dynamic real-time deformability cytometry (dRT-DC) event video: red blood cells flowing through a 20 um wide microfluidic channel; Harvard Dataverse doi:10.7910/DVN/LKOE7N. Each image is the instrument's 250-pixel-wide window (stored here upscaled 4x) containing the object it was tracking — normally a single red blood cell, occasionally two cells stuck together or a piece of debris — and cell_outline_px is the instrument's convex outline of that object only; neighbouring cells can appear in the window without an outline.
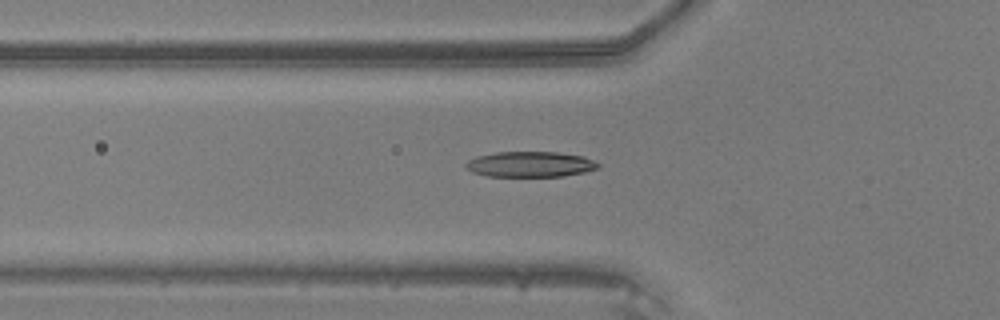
{"species": "common noctule bat (a hibernating species)", "species_latin": "Nyctalus noctula", "temperature_condition": "warm", "stored_images_in_passage": 33, "camera_frame_rate_fps": 3000, "um_per_image_px": 0.085, "animal": {"sex": "male", "body_mass_g": 20.5, "forearm_length_mm": 52.5}, "frame": {"image": 1, "passage_image": 3, "time_ms": 0.667, "image_size_px": [1000, 320], "cell_outline_px": [[600, 168], [584, 172], [564, 176], [488, 176], [472, 172], [464, 168], [464, 164], [468, 160], [476, 156], [496, 152], [556, 152], [584, 156], [600, 164]], "centroid_in_image_um": [45.05, 13.96], "position_along_channel_um": 80.8, "area_um2": 19.77}}
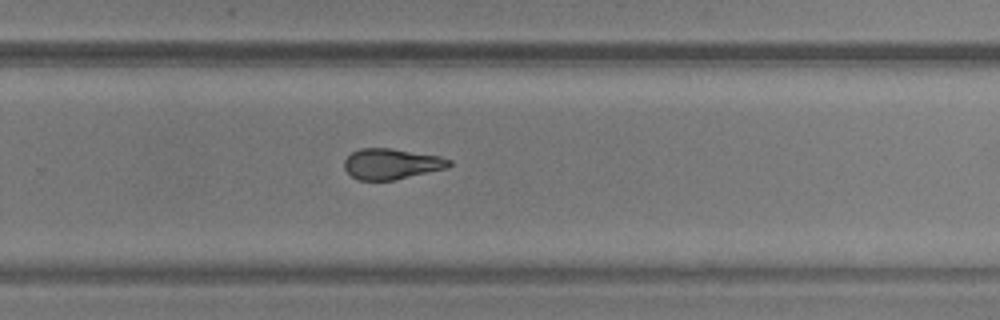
{"frame": {"image": 2, "passage_image": 18, "time_ms": 5.667, "image_size_px": [1000, 320], "cell_outline_px": [[452, 164], [448, 168], [396, 180], [356, 180], [344, 168], [344, 160], [352, 152], [360, 148], [392, 148], [440, 156], [452, 160]], "centroid_in_image_um": [33.3, 13.93], "position_along_channel_um": 296.5, "area_um2": 18.96}}
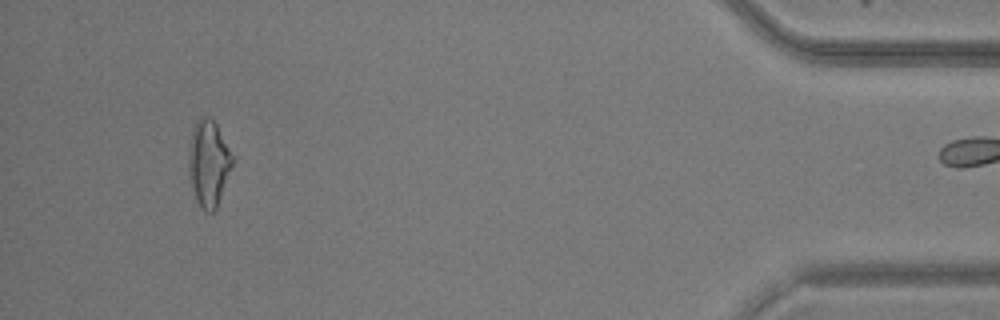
{"frame": {"image": 3, "passage_image": 31, "time_ms": 10.0, "image_size_px": [1000, 320], "cell_outline_px": [[232, 168], [216, 208], [212, 212], [204, 212], [200, 208], [196, 200], [188, 176], [188, 148], [192, 128], [196, 120], [200, 116], [208, 116], [216, 124], [232, 156]], "centroid_in_image_um": [17.68, 13.88], "position_along_channel_um": 417.5, "area_um2": 22.08}}